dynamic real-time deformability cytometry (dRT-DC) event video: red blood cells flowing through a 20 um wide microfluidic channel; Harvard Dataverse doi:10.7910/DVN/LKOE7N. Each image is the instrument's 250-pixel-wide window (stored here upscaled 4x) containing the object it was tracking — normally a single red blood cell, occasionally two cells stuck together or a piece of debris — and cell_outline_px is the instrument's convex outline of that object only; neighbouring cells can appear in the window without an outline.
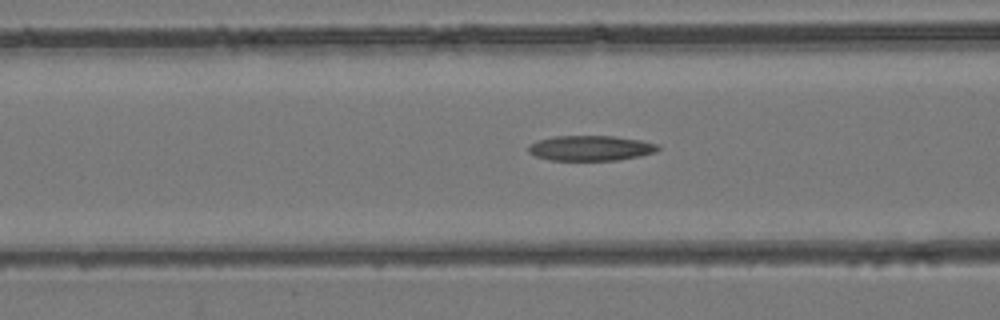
{"species": "common noctule bat (a hibernating species)", "species_latin": "Nyctalus noctula", "temperature_condition": "room temperature", "stored_images_in_passage": 46, "camera_frame_rate_fps": 3000, "um_per_image_px": 0.085, "animal": {"sex": "female", "body_mass_g": 24.6, "forearm_length_mm": 56.2}, "frame": {"image": 1, "passage_image": 19, "time_ms": 6.0, "image_size_px": [1000, 320], "cell_outline_px": [[660, 148], [656, 152], [640, 156], [620, 160], [548, 160], [536, 156], [528, 152], [528, 144], [536, 140], [552, 136], [612, 136], [640, 140], [660, 144]], "centroid_in_image_um": [50.19, 12.59], "position_along_channel_um": 116.4, "area_um2": 19.25}}
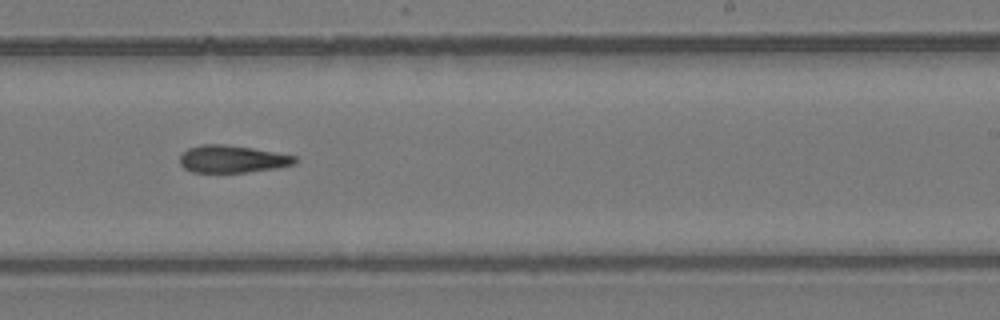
{"frame": {"image": 2, "passage_image": 29, "time_ms": 9.333, "image_size_px": [1000, 320], "cell_outline_px": [[300, 160], [296, 164], [276, 168], [248, 172], [192, 172], [184, 168], [180, 164], [180, 152], [188, 148], [200, 144], [224, 144], [252, 148], [276, 152], [296, 156]], "centroid_in_image_um": [19.75, 13.51], "position_along_channel_um": 269.3, "area_um2": 18.61}}
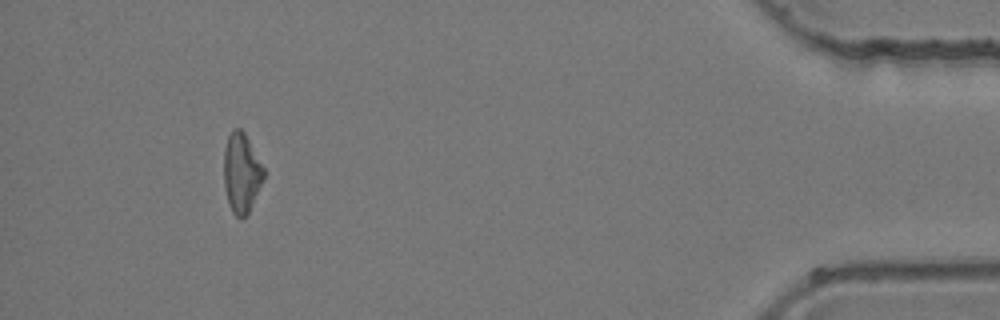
{"frame": {"image": 3, "passage_image": 43, "time_ms": 14.0, "image_size_px": [1000, 320], "cell_outline_px": [[264, 180], [248, 212], [244, 216], [236, 216], [232, 212], [228, 204], [224, 188], [224, 148], [228, 136], [232, 128], [240, 128], [244, 132], [264, 168]], "centroid_in_image_um": [20.51, 14.68], "position_along_channel_um": 414.7, "area_um2": 18.44}}